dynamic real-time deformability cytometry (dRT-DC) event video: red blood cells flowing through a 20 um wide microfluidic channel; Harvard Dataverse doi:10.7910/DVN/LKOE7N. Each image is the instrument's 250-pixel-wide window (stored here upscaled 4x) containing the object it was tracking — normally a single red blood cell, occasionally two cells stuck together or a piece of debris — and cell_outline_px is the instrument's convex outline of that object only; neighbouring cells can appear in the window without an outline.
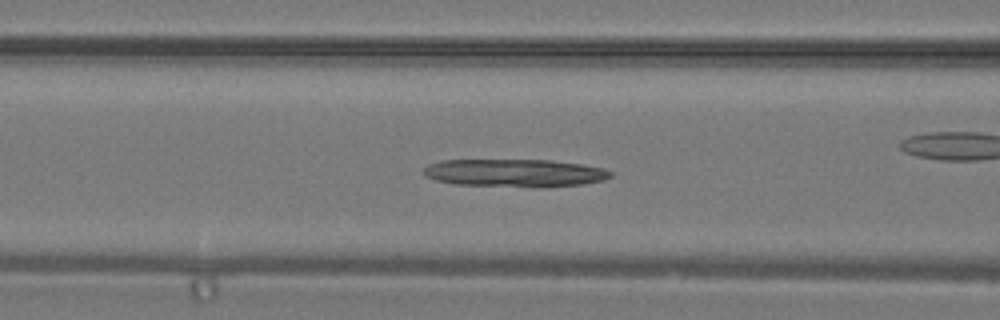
{"species": "common noctule bat (a hibernating species)", "species_latin": "Nyctalus noctula", "temperature_condition": "warm", "stored_images_in_passage": 18, "camera_frame_rate_fps": 3000, "um_per_image_px": 0.085, "animal": {"sex": "male", "body_mass_g": 19.2, "forearm_length_mm": 51.8}, "frame": {"image": 1, "passage_image": 16, "time_ms": 5.0, "image_size_px": [1000, 320], "cell_outline_px": [[612, 176], [604, 180], [584, 184], [544, 188], [532, 188], [456, 184], [436, 180], [424, 176], [424, 168], [428, 164], [440, 160], [548, 160], [580, 164], [604, 168], [612, 172]], "centroid_in_image_um": [43.77, 14.72], "position_along_channel_um": 122.8, "area_um2": 30.75}}